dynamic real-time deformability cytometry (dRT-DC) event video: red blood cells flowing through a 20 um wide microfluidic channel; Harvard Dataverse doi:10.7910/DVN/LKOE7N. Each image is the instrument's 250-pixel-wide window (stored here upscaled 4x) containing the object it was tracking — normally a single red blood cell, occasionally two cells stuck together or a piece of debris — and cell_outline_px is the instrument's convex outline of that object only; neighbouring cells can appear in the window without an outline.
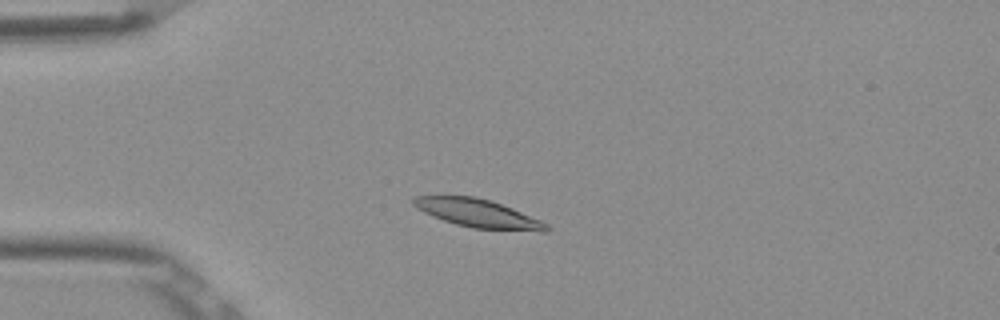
{"species": "Egyptian fruit bat (a non-hibernating species)", "species_latin": "Rousettus aegyptiacus", "temperature_condition": "room temperature", "stored_images_in_passage": 3, "camera_frame_rate_fps": 3000, "um_per_image_px": 0.085, "frame": {"image": 1, "passage_image": 3, "time_ms": 0.667, "image_size_px": [1000, 320], "cell_outline_px": [[552, 228], [548, 232], [540, 232], [472, 228], [456, 224], [444, 220], [424, 212], [416, 208], [412, 204], [412, 200], [416, 196], [476, 196], [492, 200], [512, 208], [540, 220], [548, 224]], "centroid_in_image_um": [40.69, 18.14], "position_along_channel_um": 44.3, "area_um2": 22.02}}